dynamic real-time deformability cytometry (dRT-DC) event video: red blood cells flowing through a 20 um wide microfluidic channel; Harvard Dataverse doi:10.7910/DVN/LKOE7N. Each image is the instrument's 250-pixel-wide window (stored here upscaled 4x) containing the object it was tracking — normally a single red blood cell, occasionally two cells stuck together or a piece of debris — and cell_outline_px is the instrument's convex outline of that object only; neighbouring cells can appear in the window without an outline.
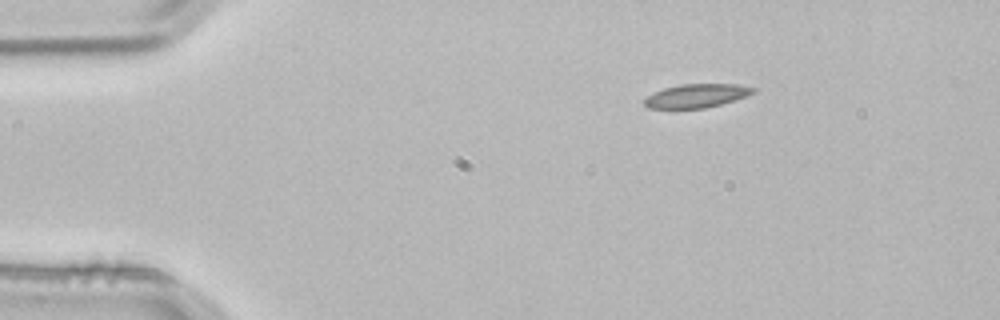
{"species": "common noctule bat (a hibernating species)", "species_latin": "Nyctalus noctula", "temperature_condition": "room temperature", "stored_images_in_passage": 2, "camera_frame_rate_fps": 3000, "um_per_image_px": 0.085, "animal": {"sex": "male", "body_mass_g": 21.5, "forearm_length_mm": 52.0}, "frame": {"image": 1, "passage_image": 1, "time_ms": 0.0, "image_size_px": [1000, 320], "cell_outline_px": [[756, 92], [748, 96], [720, 104], [704, 108], [648, 108], [644, 104], [644, 100], [648, 96], [664, 88], [680, 84], [736, 84], [756, 88]], "centroid_in_image_um": [59.24, 8.13], "position_along_channel_um": 25.8, "area_um2": 14.85}}